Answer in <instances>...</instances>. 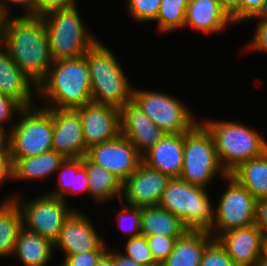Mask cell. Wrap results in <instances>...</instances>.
<instances>
[{
    "label": "cell",
    "instance_id": "47",
    "mask_svg": "<svg viewBox=\"0 0 267 266\" xmlns=\"http://www.w3.org/2000/svg\"><path fill=\"white\" fill-rule=\"evenodd\" d=\"M95 266H114L113 256L106 251L97 261Z\"/></svg>",
    "mask_w": 267,
    "mask_h": 266
},
{
    "label": "cell",
    "instance_id": "34",
    "mask_svg": "<svg viewBox=\"0 0 267 266\" xmlns=\"http://www.w3.org/2000/svg\"><path fill=\"white\" fill-rule=\"evenodd\" d=\"M154 261L160 266L173 251L178 238L151 235L146 237Z\"/></svg>",
    "mask_w": 267,
    "mask_h": 266
},
{
    "label": "cell",
    "instance_id": "49",
    "mask_svg": "<svg viewBox=\"0 0 267 266\" xmlns=\"http://www.w3.org/2000/svg\"><path fill=\"white\" fill-rule=\"evenodd\" d=\"M255 18L261 20H267V0H265V2L263 3V6L259 11V13L255 17H253V19Z\"/></svg>",
    "mask_w": 267,
    "mask_h": 266
},
{
    "label": "cell",
    "instance_id": "26",
    "mask_svg": "<svg viewBox=\"0 0 267 266\" xmlns=\"http://www.w3.org/2000/svg\"><path fill=\"white\" fill-rule=\"evenodd\" d=\"M82 165L87 170L89 195L95 201L105 203L114 200L115 197L121 200L123 182L117 176L92 163L86 156L83 157Z\"/></svg>",
    "mask_w": 267,
    "mask_h": 266
},
{
    "label": "cell",
    "instance_id": "13",
    "mask_svg": "<svg viewBox=\"0 0 267 266\" xmlns=\"http://www.w3.org/2000/svg\"><path fill=\"white\" fill-rule=\"evenodd\" d=\"M98 233L88 216L75 209L64 221L54 242V252L58 249L65 257L92 250H108V245Z\"/></svg>",
    "mask_w": 267,
    "mask_h": 266
},
{
    "label": "cell",
    "instance_id": "12",
    "mask_svg": "<svg viewBox=\"0 0 267 266\" xmlns=\"http://www.w3.org/2000/svg\"><path fill=\"white\" fill-rule=\"evenodd\" d=\"M86 157L92 163L113 173L122 182L142 163V155L122 134L112 140L90 147Z\"/></svg>",
    "mask_w": 267,
    "mask_h": 266
},
{
    "label": "cell",
    "instance_id": "17",
    "mask_svg": "<svg viewBox=\"0 0 267 266\" xmlns=\"http://www.w3.org/2000/svg\"><path fill=\"white\" fill-rule=\"evenodd\" d=\"M53 115L52 150L65 158L86 156L82 122L76 109H51Z\"/></svg>",
    "mask_w": 267,
    "mask_h": 266
},
{
    "label": "cell",
    "instance_id": "51",
    "mask_svg": "<svg viewBox=\"0 0 267 266\" xmlns=\"http://www.w3.org/2000/svg\"><path fill=\"white\" fill-rule=\"evenodd\" d=\"M257 266H267V253L262 256Z\"/></svg>",
    "mask_w": 267,
    "mask_h": 266
},
{
    "label": "cell",
    "instance_id": "27",
    "mask_svg": "<svg viewBox=\"0 0 267 266\" xmlns=\"http://www.w3.org/2000/svg\"><path fill=\"white\" fill-rule=\"evenodd\" d=\"M258 200L267 198V151L240 164L229 174Z\"/></svg>",
    "mask_w": 267,
    "mask_h": 266
},
{
    "label": "cell",
    "instance_id": "43",
    "mask_svg": "<svg viewBox=\"0 0 267 266\" xmlns=\"http://www.w3.org/2000/svg\"><path fill=\"white\" fill-rule=\"evenodd\" d=\"M13 180V161L9 146L0 151V188L5 181Z\"/></svg>",
    "mask_w": 267,
    "mask_h": 266
},
{
    "label": "cell",
    "instance_id": "33",
    "mask_svg": "<svg viewBox=\"0 0 267 266\" xmlns=\"http://www.w3.org/2000/svg\"><path fill=\"white\" fill-rule=\"evenodd\" d=\"M125 256L137 261L143 266H159L153 259L152 253L148 246L146 236L140 235L126 240Z\"/></svg>",
    "mask_w": 267,
    "mask_h": 266
},
{
    "label": "cell",
    "instance_id": "40",
    "mask_svg": "<svg viewBox=\"0 0 267 266\" xmlns=\"http://www.w3.org/2000/svg\"><path fill=\"white\" fill-rule=\"evenodd\" d=\"M36 3L37 0H0V8L6 17H10V8L12 5L14 7H23V11H25L23 12L22 16H36Z\"/></svg>",
    "mask_w": 267,
    "mask_h": 266
},
{
    "label": "cell",
    "instance_id": "18",
    "mask_svg": "<svg viewBox=\"0 0 267 266\" xmlns=\"http://www.w3.org/2000/svg\"><path fill=\"white\" fill-rule=\"evenodd\" d=\"M119 111L120 134L127 138L141 155L166 134L132 100Z\"/></svg>",
    "mask_w": 267,
    "mask_h": 266
},
{
    "label": "cell",
    "instance_id": "30",
    "mask_svg": "<svg viewBox=\"0 0 267 266\" xmlns=\"http://www.w3.org/2000/svg\"><path fill=\"white\" fill-rule=\"evenodd\" d=\"M122 209L116 213L115 223L122 229L123 234L128 236V239L141 235V208L131 206L120 201ZM128 221V222H126ZM127 224H126V223ZM126 224V226H122ZM121 225V226H120Z\"/></svg>",
    "mask_w": 267,
    "mask_h": 266
},
{
    "label": "cell",
    "instance_id": "46",
    "mask_svg": "<svg viewBox=\"0 0 267 266\" xmlns=\"http://www.w3.org/2000/svg\"><path fill=\"white\" fill-rule=\"evenodd\" d=\"M107 251L113 256L114 266H143L137 261H134L122 254L119 249L115 251V249L110 250L108 247Z\"/></svg>",
    "mask_w": 267,
    "mask_h": 266
},
{
    "label": "cell",
    "instance_id": "44",
    "mask_svg": "<svg viewBox=\"0 0 267 266\" xmlns=\"http://www.w3.org/2000/svg\"><path fill=\"white\" fill-rule=\"evenodd\" d=\"M254 224L262 231L267 239V198L256 200Z\"/></svg>",
    "mask_w": 267,
    "mask_h": 266
},
{
    "label": "cell",
    "instance_id": "28",
    "mask_svg": "<svg viewBox=\"0 0 267 266\" xmlns=\"http://www.w3.org/2000/svg\"><path fill=\"white\" fill-rule=\"evenodd\" d=\"M23 227L21 210L14 199L0 202V258L12 256L19 230Z\"/></svg>",
    "mask_w": 267,
    "mask_h": 266
},
{
    "label": "cell",
    "instance_id": "32",
    "mask_svg": "<svg viewBox=\"0 0 267 266\" xmlns=\"http://www.w3.org/2000/svg\"><path fill=\"white\" fill-rule=\"evenodd\" d=\"M161 0H127L126 10L135 22H154L157 19Z\"/></svg>",
    "mask_w": 267,
    "mask_h": 266
},
{
    "label": "cell",
    "instance_id": "14",
    "mask_svg": "<svg viewBox=\"0 0 267 266\" xmlns=\"http://www.w3.org/2000/svg\"><path fill=\"white\" fill-rule=\"evenodd\" d=\"M171 177L141 163L122 184L120 201L139 208L158 206Z\"/></svg>",
    "mask_w": 267,
    "mask_h": 266
},
{
    "label": "cell",
    "instance_id": "38",
    "mask_svg": "<svg viewBox=\"0 0 267 266\" xmlns=\"http://www.w3.org/2000/svg\"><path fill=\"white\" fill-rule=\"evenodd\" d=\"M254 36L249 43L247 42L246 49L248 52L255 53L264 52L267 54V20L257 19ZM250 50V51H249Z\"/></svg>",
    "mask_w": 267,
    "mask_h": 266
},
{
    "label": "cell",
    "instance_id": "3",
    "mask_svg": "<svg viewBox=\"0 0 267 266\" xmlns=\"http://www.w3.org/2000/svg\"><path fill=\"white\" fill-rule=\"evenodd\" d=\"M101 41H96L84 54L91 79L92 102L121 109L132 100L130 80L121 62Z\"/></svg>",
    "mask_w": 267,
    "mask_h": 266
},
{
    "label": "cell",
    "instance_id": "25",
    "mask_svg": "<svg viewBox=\"0 0 267 266\" xmlns=\"http://www.w3.org/2000/svg\"><path fill=\"white\" fill-rule=\"evenodd\" d=\"M188 229L169 211L158 206L141 208V235L181 237Z\"/></svg>",
    "mask_w": 267,
    "mask_h": 266
},
{
    "label": "cell",
    "instance_id": "22",
    "mask_svg": "<svg viewBox=\"0 0 267 266\" xmlns=\"http://www.w3.org/2000/svg\"><path fill=\"white\" fill-rule=\"evenodd\" d=\"M214 237L206 230H187L160 266H199L206 246Z\"/></svg>",
    "mask_w": 267,
    "mask_h": 266
},
{
    "label": "cell",
    "instance_id": "15",
    "mask_svg": "<svg viewBox=\"0 0 267 266\" xmlns=\"http://www.w3.org/2000/svg\"><path fill=\"white\" fill-rule=\"evenodd\" d=\"M215 239L237 266H257L266 253V238L255 224L221 233Z\"/></svg>",
    "mask_w": 267,
    "mask_h": 266
},
{
    "label": "cell",
    "instance_id": "29",
    "mask_svg": "<svg viewBox=\"0 0 267 266\" xmlns=\"http://www.w3.org/2000/svg\"><path fill=\"white\" fill-rule=\"evenodd\" d=\"M189 0H161L157 19V29L169 33L184 29L186 8Z\"/></svg>",
    "mask_w": 267,
    "mask_h": 266
},
{
    "label": "cell",
    "instance_id": "39",
    "mask_svg": "<svg viewBox=\"0 0 267 266\" xmlns=\"http://www.w3.org/2000/svg\"><path fill=\"white\" fill-rule=\"evenodd\" d=\"M78 0H37L36 17H44L46 14L67 8L76 7Z\"/></svg>",
    "mask_w": 267,
    "mask_h": 266
},
{
    "label": "cell",
    "instance_id": "8",
    "mask_svg": "<svg viewBox=\"0 0 267 266\" xmlns=\"http://www.w3.org/2000/svg\"><path fill=\"white\" fill-rule=\"evenodd\" d=\"M8 132L11 157H31L52 150L53 115L51 109L36 104L23 108Z\"/></svg>",
    "mask_w": 267,
    "mask_h": 266
},
{
    "label": "cell",
    "instance_id": "7",
    "mask_svg": "<svg viewBox=\"0 0 267 266\" xmlns=\"http://www.w3.org/2000/svg\"><path fill=\"white\" fill-rule=\"evenodd\" d=\"M216 176L225 178L228 174L219 162L211 133L199 121L184 133L183 167L179 178L207 189Z\"/></svg>",
    "mask_w": 267,
    "mask_h": 266
},
{
    "label": "cell",
    "instance_id": "36",
    "mask_svg": "<svg viewBox=\"0 0 267 266\" xmlns=\"http://www.w3.org/2000/svg\"><path fill=\"white\" fill-rule=\"evenodd\" d=\"M22 109L23 107L16 100L0 94V130L8 133L15 123V118L12 122L13 117H15L14 112L18 115ZM5 123L9 124L10 127L6 128Z\"/></svg>",
    "mask_w": 267,
    "mask_h": 266
},
{
    "label": "cell",
    "instance_id": "1",
    "mask_svg": "<svg viewBox=\"0 0 267 266\" xmlns=\"http://www.w3.org/2000/svg\"><path fill=\"white\" fill-rule=\"evenodd\" d=\"M1 45L18 68L38 86L53 63L43 18L6 17Z\"/></svg>",
    "mask_w": 267,
    "mask_h": 266
},
{
    "label": "cell",
    "instance_id": "48",
    "mask_svg": "<svg viewBox=\"0 0 267 266\" xmlns=\"http://www.w3.org/2000/svg\"><path fill=\"white\" fill-rule=\"evenodd\" d=\"M8 146V133L0 130V151H3Z\"/></svg>",
    "mask_w": 267,
    "mask_h": 266
},
{
    "label": "cell",
    "instance_id": "20",
    "mask_svg": "<svg viewBox=\"0 0 267 266\" xmlns=\"http://www.w3.org/2000/svg\"><path fill=\"white\" fill-rule=\"evenodd\" d=\"M235 25L219 0H189L186 8L185 25L201 31L204 36L223 32Z\"/></svg>",
    "mask_w": 267,
    "mask_h": 266
},
{
    "label": "cell",
    "instance_id": "21",
    "mask_svg": "<svg viewBox=\"0 0 267 266\" xmlns=\"http://www.w3.org/2000/svg\"><path fill=\"white\" fill-rule=\"evenodd\" d=\"M33 89L37 90V85L18 68L0 44V94L16 100L25 108L36 104L33 93L36 95L37 91Z\"/></svg>",
    "mask_w": 267,
    "mask_h": 266
},
{
    "label": "cell",
    "instance_id": "24",
    "mask_svg": "<svg viewBox=\"0 0 267 266\" xmlns=\"http://www.w3.org/2000/svg\"><path fill=\"white\" fill-rule=\"evenodd\" d=\"M65 157L51 150L31 157H12L13 180L12 181H36L49 178L56 174Z\"/></svg>",
    "mask_w": 267,
    "mask_h": 266
},
{
    "label": "cell",
    "instance_id": "11",
    "mask_svg": "<svg viewBox=\"0 0 267 266\" xmlns=\"http://www.w3.org/2000/svg\"><path fill=\"white\" fill-rule=\"evenodd\" d=\"M224 179L228 184L220 193L217 207L214 208L213 224L208 230L214 239L221 233L255 222L256 199L229 174Z\"/></svg>",
    "mask_w": 267,
    "mask_h": 266
},
{
    "label": "cell",
    "instance_id": "19",
    "mask_svg": "<svg viewBox=\"0 0 267 266\" xmlns=\"http://www.w3.org/2000/svg\"><path fill=\"white\" fill-rule=\"evenodd\" d=\"M184 133L165 134L142 155V163L171 178H179L183 167Z\"/></svg>",
    "mask_w": 267,
    "mask_h": 266
},
{
    "label": "cell",
    "instance_id": "9",
    "mask_svg": "<svg viewBox=\"0 0 267 266\" xmlns=\"http://www.w3.org/2000/svg\"><path fill=\"white\" fill-rule=\"evenodd\" d=\"M132 101L166 134L187 133L200 121L182 100L165 92L133 87Z\"/></svg>",
    "mask_w": 267,
    "mask_h": 266
},
{
    "label": "cell",
    "instance_id": "31",
    "mask_svg": "<svg viewBox=\"0 0 267 266\" xmlns=\"http://www.w3.org/2000/svg\"><path fill=\"white\" fill-rule=\"evenodd\" d=\"M83 157L80 158H65L61 163L59 169L56 171L58 174V184L53 191L46 192L49 195L54 197L63 198L69 191L72 186L73 175L77 169L82 165Z\"/></svg>",
    "mask_w": 267,
    "mask_h": 266
},
{
    "label": "cell",
    "instance_id": "41",
    "mask_svg": "<svg viewBox=\"0 0 267 266\" xmlns=\"http://www.w3.org/2000/svg\"><path fill=\"white\" fill-rule=\"evenodd\" d=\"M87 193L89 195V184L86 168L81 165L73 175L72 186L70 191L62 198L66 202V196L78 195V193Z\"/></svg>",
    "mask_w": 267,
    "mask_h": 266
},
{
    "label": "cell",
    "instance_id": "10",
    "mask_svg": "<svg viewBox=\"0 0 267 266\" xmlns=\"http://www.w3.org/2000/svg\"><path fill=\"white\" fill-rule=\"evenodd\" d=\"M17 194L9 195L6 199H14L18 204L23 226L54 243L59 237L64 221L75 208L68 207V203L63 199L47 193L31 200H26Z\"/></svg>",
    "mask_w": 267,
    "mask_h": 266
},
{
    "label": "cell",
    "instance_id": "23",
    "mask_svg": "<svg viewBox=\"0 0 267 266\" xmlns=\"http://www.w3.org/2000/svg\"><path fill=\"white\" fill-rule=\"evenodd\" d=\"M53 253L54 243L23 226L18 232L11 257L18 258L24 266H47Z\"/></svg>",
    "mask_w": 267,
    "mask_h": 266
},
{
    "label": "cell",
    "instance_id": "45",
    "mask_svg": "<svg viewBox=\"0 0 267 266\" xmlns=\"http://www.w3.org/2000/svg\"><path fill=\"white\" fill-rule=\"evenodd\" d=\"M222 8L229 14L235 26L240 24V1L241 0H219Z\"/></svg>",
    "mask_w": 267,
    "mask_h": 266
},
{
    "label": "cell",
    "instance_id": "2",
    "mask_svg": "<svg viewBox=\"0 0 267 266\" xmlns=\"http://www.w3.org/2000/svg\"><path fill=\"white\" fill-rule=\"evenodd\" d=\"M36 91L48 109H77L92 102L86 57L53 61Z\"/></svg>",
    "mask_w": 267,
    "mask_h": 266
},
{
    "label": "cell",
    "instance_id": "37",
    "mask_svg": "<svg viewBox=\"0 0 267 266\" xmlns=\"http://www.w3.org/2000/svg\"><path fill=\"white\" fill-rule=\"evenodd\" d=\"M107 250H92L85 253L67 255L63 258V266H95L99 258Z\"/></svg>",
    "mask_w": 267,
    "mask_h": 266
},
{
    "label": "cell",
    "instance_id": "50",
    "mask_svg": "<svg viewBox=\"0 0 267 266\" xmlns=\"http://www.w3.org/2000/svg\"><path fill=\"white\" fill-rule=\"evenodd\" d=\"M6 16L2 13L0 8V44L2 43V36H3V26L5 22Z\"/></svg>",
    "mask_w": 267,
    "mask_h": 266
},
{
    "label": "cell",
    "instance_id": "35",
    "mask_svg": "<svg viewBox=\"0 0 267 266\" xmlns=\"http://www.w3.org/2000/svg\"><path fill=\"white\" fill-rule=\"evenodd\" d=\"M199 266H237L228 256L224 248L213 239L205 248Z\"/></svg>",
    "mask_w": 267,
    "mask_h": 266
},
{
    "label": "cell",
    "instance_id": "16",
    "mask_svg": "<svg viewBox=\"0 0 267 266\" xmlns=\"http://www.w3.org/2000/svg\"><path fill=\"white\" fill-rule=\"evenodd\" d=\"M76 110L81 118L87 149L120 134V111L116 107L90 102Z\"/></svg>",
    "mask_w": 267,
    "mask_h": 266
},
{
    "label": "cell",
    "instance_id": "6",
    "mask_svg": "<svg viewBox=\"0 0 267 266\" xmlns=\"http://www.w3.org/2000/svg\"><path fill=\"white\" fill-rule=\"evenodd\" d=\"M78 9L56 10L42 17L53 61L81 57L99 40L87 30Z\"/></svg>",
    "mask_w": 267,
    "mask_h": 266
},
{
    "label": "cell",
    "instance_id": "4",
    "mask_svg": "<svg viewBox=\"0 0 267 266\" xmlns=\"http://www.w3.org/2000/svg\"><path fill=\"white\" fill-rule=\"evenodd\" d=\"M211 133L218 159L223 169L230 174L240 164L262 156L267 151V141L256 129L239 121H200Z\"/></svg>",
    "mask_w": 267,
    "mask_h": 266
},
{
    "label": "cell",
    "instance_id": "42",
    "mask_svg": "<svg viewBox=\"0 0 267 266\" xmlns=\"http://www.w3.org/2000/svg\"><path fill=\"white\" fill-rule=\"evenodd\" d=\"M265 0H241L240 1V24L249 22L261 10Z\"/></svg>",
    "mask_w": 267,
    "mask_h": 266
},
{
    "label": "cell",
    "instance_id": "5",
    "mask_svg": "<svg viewBox=\"0 0 267 266\" xmlns=\"http://www.w3.org/2000/svg\"><path fill=\"white\" fill-rule=\"evenodd\" d=\"M208 189L171 178L159 206L178 217L188 230L208 231L213 224L214 205Z\"/></svg>",
    "mask_w": 267,
    "mask_h": 266
}]
</instances>
